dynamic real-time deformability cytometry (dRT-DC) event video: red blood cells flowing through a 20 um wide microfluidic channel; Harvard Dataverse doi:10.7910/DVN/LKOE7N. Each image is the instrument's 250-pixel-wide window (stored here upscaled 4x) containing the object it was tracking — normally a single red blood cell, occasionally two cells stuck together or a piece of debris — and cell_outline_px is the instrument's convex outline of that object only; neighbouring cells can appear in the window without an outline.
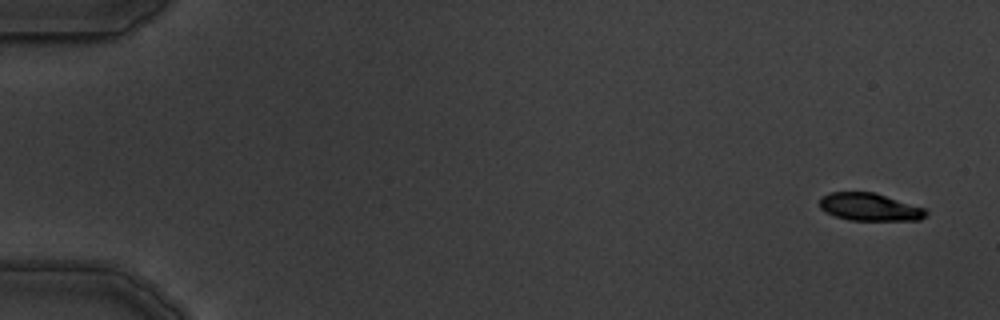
{"species": "common noctule bat (a hibernating species)", "species_latin": "Nyctalus noctula", "temperature_condition": "warm", "stored_images_in_passage": 6, "camera_frame_rate_fps": 3000, "um_per_image_px": 0.085, "animal": {"sex": "male", "body_mass_g": 19.5, "forearm_length_mm": 54.6}, "frame": {"image": 1, "passage_image": 1, "time_ms": 0.0, "image_size_px": [1000, 320], "cell_outline_px": [[928, 212], [920, 220], [848, 220], [824, 212], [820, 208], [820, 196], [828, 192], [876, 192], [924, 208]], "centroid_in_image_um": [73.88, 17.58], "position_along_channel_um": 11.1, "area_um2": 17.22}}
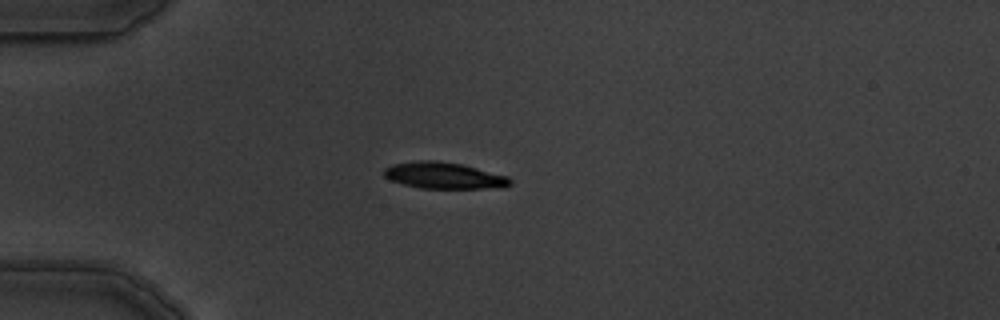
{"frame": {"image": 2, "passage_image": 4, "time_ms": 4.333, "image_size_px": [1000, 320], "cell_outline_px": [[512, 184], [504, 188], [420, 188], [404, 184], [392, 180], [384, 176], [384, 168], [392, 164], [416, 160], [436, 160], [460, 164], [508, 176], [512, 180]], "centroid_in_image_um": [37.75, 14.92], "position_along_channel_um": 47.2, "area_um2": 19.42}}
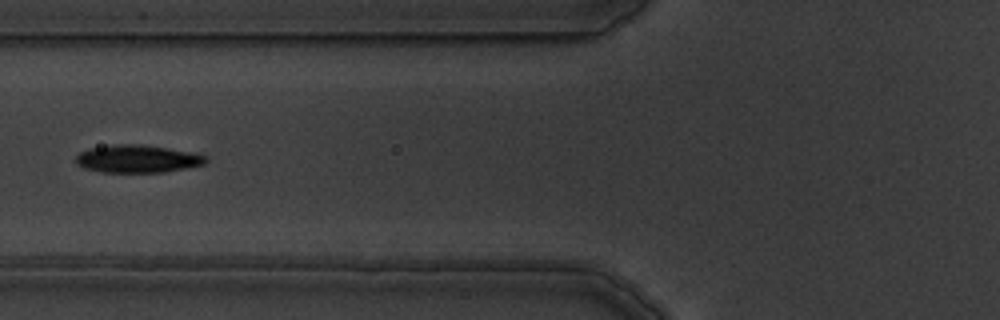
{"frame": {"image": 3, "passage_image": 6, "time_ms": 6.667, "image_size_px": [1000, 320], "cell_outline_px": [[208, 160], [204, 164], [164, 172], [100, 172], [84, 168], [76, 164], [76, 156], [80, 152], [88, 148], [112, 144], [140, 144], [168, 148], [188, 152], [204, 156]], "centroid_in_image_um": [11.61, 13.5], "position_along_channel_um": 114.2, "area_um2": 20.87}}